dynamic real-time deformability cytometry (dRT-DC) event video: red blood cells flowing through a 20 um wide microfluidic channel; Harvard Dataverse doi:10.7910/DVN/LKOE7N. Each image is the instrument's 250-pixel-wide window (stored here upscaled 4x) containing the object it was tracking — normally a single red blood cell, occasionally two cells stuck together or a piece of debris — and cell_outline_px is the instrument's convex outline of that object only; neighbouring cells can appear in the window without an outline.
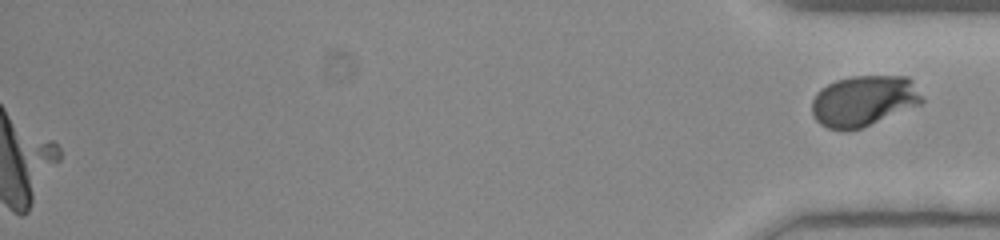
{"species": "human", "species_latin": "Homo sapiens", "temperature_condition": "room temperature", "stored_images_in_passage": 36, "segment_of_instrument_passage": [2, 2], "camera_frame_rate_fps": 3000, "um_per_image_px": 0.085, "donor": {"sex": "female"}, "frame": {"image": 1, "passage_image": 36, "time_ms": 11.667, "image_size_px": [1000, 240], "cell_outline_px": [[924, 100], [920, 104], [860, 128], [844, 132], [840, 132], [828, 128], [820, 124], [812, 116], [812, 100], [816, 92], [820, 88], [836, 80], [852, 76], [908, 76], [912, 80]], "centroid_in_image_um": [73.37, 8.58], "position_along_channel_um": 361.8, "area_um2": 32.66}}